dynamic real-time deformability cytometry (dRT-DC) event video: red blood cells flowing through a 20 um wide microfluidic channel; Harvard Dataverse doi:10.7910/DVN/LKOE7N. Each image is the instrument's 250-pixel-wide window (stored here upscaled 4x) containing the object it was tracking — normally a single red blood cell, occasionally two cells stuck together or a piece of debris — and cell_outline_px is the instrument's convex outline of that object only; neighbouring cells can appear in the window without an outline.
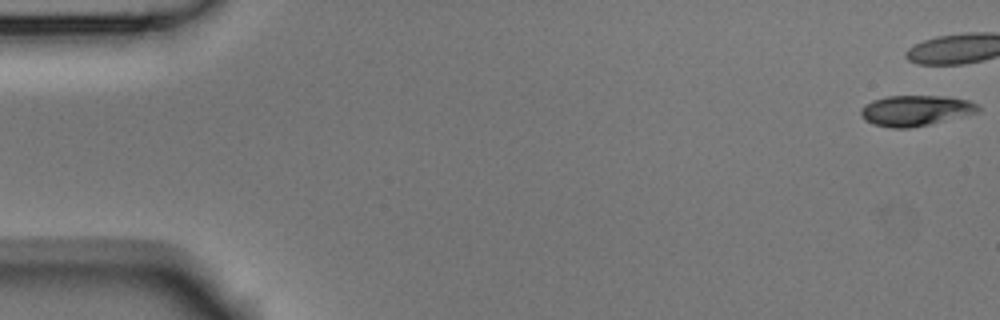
{"species": "Egyptian fruit bat (a non-hibernating species)", "species_latin": "Rousettus aegyptiacus", "temperature_condition": "room temperature", "stored_images_in_passage": 10, "camera_frame_rate_fps": 3000, "um_per_image_px": 0.085, "animal": {"sex": "male"}, "frame": {"image": 1, "passage_image": 1, "time_ms": 0.0, "image_size_px": [1000, 320], "cell_outline_px": [[980, 112], [928, 124], [908, 128], [892, 128], [872, 124], [864, 120], [860, 116], [860, 108], [864, 104], [872, 100], [888, 96], [948, 96], [968, 100], [976, 104], [980, 108]], "centroid_in_image_um": [77.78, 9.39], "position_along_channel_um": 7.2, "area_um2": 20.98}}